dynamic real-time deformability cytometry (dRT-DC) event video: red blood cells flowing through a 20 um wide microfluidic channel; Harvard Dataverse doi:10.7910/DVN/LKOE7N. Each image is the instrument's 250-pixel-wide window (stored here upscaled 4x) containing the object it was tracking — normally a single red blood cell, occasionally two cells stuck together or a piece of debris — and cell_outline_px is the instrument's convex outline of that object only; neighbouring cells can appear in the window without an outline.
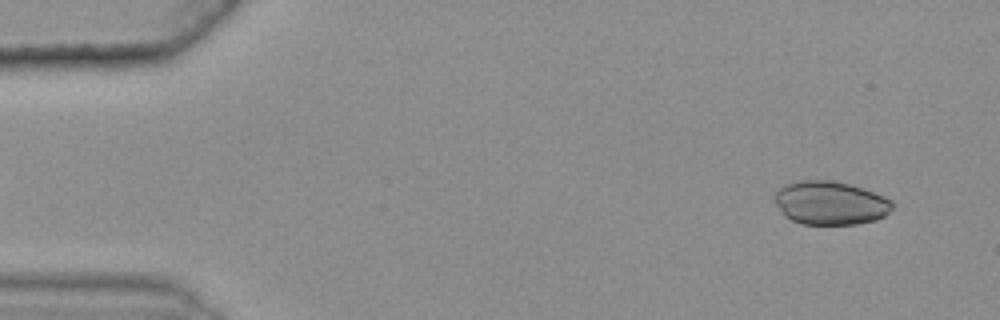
{"species": "common noctule bat (a hibernating species)", "species_latin": "Nyctalus noctula", "temperature_condition": "warm", "stored_images_in_passage": 46, "camera_frame_rate_fps": 3000, "um_per_image_px": 0.085, "animal": {"sex": "female", "body_mass_g": 25.1}, "frame": {"image": 1, "passage_image": 3, "time_ms": 0.667, "image_size_px": [1000, 320], "cell_outline_px": [[892, 208], [884, 216], [876, 220], [856, 224], [800, 224], [784, 216], [772, 200], [776, 192], [784, 184], [800, 180], [832, 180], [848, 184], [884, 196], [892, 204]], "centroid_in_image_um": [70.51, 17.25], "position_along_channel_um": 14.5, "area_um2": 29.82}}
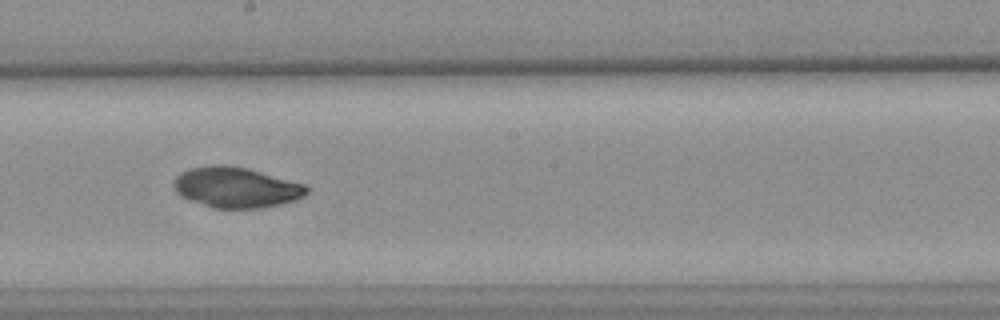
{"frame": {"image": 2, "passage_image": 30, "time_ms": 9.667, "image_size_px": [1000, 320], "cell_outline_px": [[312, 188], [304, 196], [296, 200], [280, 204], [260, 208], [212, 208], [180, 196], [176, 192], [176, 176], [180, 172], [192, 168], [212, 164], [228, 164], [248, 168], [304, 184]], "centroid_in_image_um": [20.11, 15.92], "position_along_channel_um": 228.1, "area_um2": 31.44}}
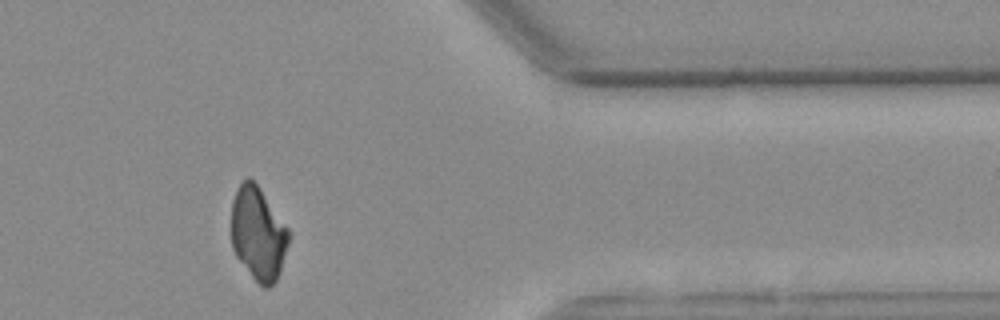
{"frame": {"image": 3, "passage_image": 45, "time_ms": 14.667, "image_size_px": [1000, 320], "cell_outline_px": [[288, 244], [280, 272], [276, 280], [268, 288], [264, 288], [252, 276], [236, 256], [232, 248], [232, 200], [236, 188], [248, 176], [260, 188], [288, 228]], "centroid_in_image_um": [21.93, 19.85], "position_along_channel_um": 389.5, "area_um2": 30.87}}